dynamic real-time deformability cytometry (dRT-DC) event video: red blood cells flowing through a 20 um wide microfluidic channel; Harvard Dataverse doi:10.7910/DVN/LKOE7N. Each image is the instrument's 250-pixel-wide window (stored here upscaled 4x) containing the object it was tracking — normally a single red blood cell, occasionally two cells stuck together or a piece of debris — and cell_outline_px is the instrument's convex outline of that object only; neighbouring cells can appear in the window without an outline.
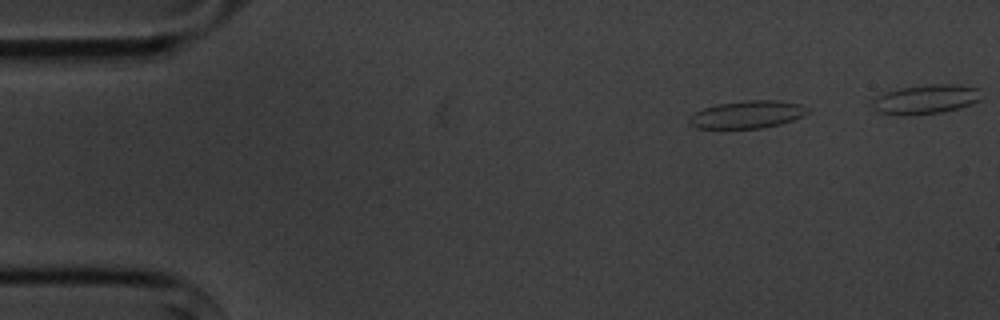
{"species": "common noctule bat (a hibernating species)", "species_latin": "Nyctalus noctula", "temperature_condition": "cold", "stored_images_in_passage": 5, "segment_of_instrument_passage": [2, 2], "camera_frame_rate_fps": 3000, "um_per_image_px": 0.085, "animal": {"sex": "male", "body_mass_g": 20.1, "forearm_length_mm": 53.5}, "frame": {"image": 1, "passage_image": 5, "time_ms": 5.667, "image_size_px": [1000, 320], "cell_outline_px": [[812, 112], [804, 116], [780, 124], [760, 128], [696, 128], [688, 124], [688, 116], [704, 108], [716, 104], [748, 100], [780, 100], [800, 104], [812, 108]], "centroid_in_image_um": [63.57, 9.72], "position_along_channel_um": 21.4, "area_um2": 19.31}}